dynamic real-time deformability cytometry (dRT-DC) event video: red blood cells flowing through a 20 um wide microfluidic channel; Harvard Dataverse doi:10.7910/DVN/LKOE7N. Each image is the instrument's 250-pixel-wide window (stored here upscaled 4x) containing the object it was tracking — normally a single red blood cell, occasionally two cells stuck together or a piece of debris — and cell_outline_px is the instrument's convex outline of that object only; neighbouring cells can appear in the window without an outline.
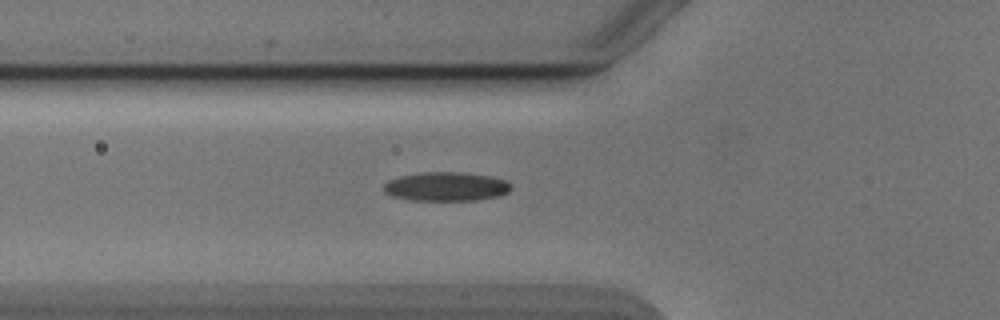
{"species": "Egyptian fruit bat (a non-hibernating species)", "species_latin": "Rousettus aegyptiacus", "temperature_condition": "cold", "stored_images_in_passage": 10, "camera_frame_rate_fps": 3000, "um_per_image_px": 0.085, "animal": {"sex": "male"}, "frame": {"image": 1, "passage_image": 3, "time_ms": 0.667, "image_size_px": [1000, 320], "cell_outline_px": [[512, 188], [508, 192], [500, 196], [476, 200], [412, 200], [392, 196], [384, 192], [384, 184], [388, 180], [400, 176], [420, 172], [460, 172], [488, 176], [508, 180], [512, 184]], "centroid_in_image_um": [37.95, 15.85], "position_along_channel_um": 87.9, "area_um2": 21.62}}
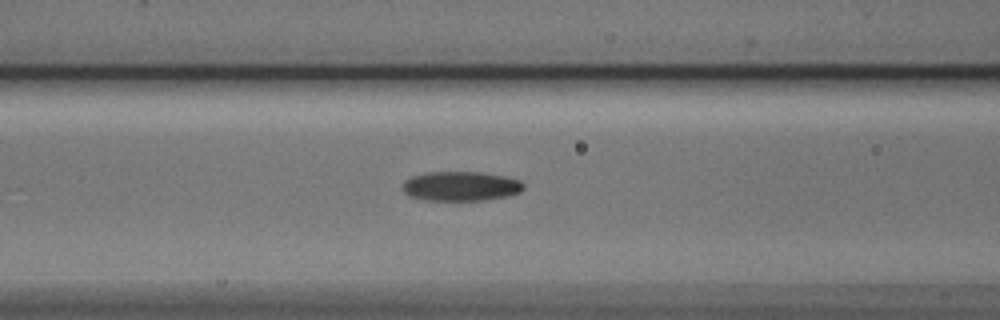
{"frame": {"image": 2, "passage_image": 6, "time_ms": 1.667, "image_size_px": [1000, 320], "cell_outline_px": [[524, 188], [520, 192], [508, 196], [484, 200], [424, 200], [408, 196], [400, 188], [404, 180], [412, 176], [424, 172], [480, 172], [504, 176], [520, 180], [524, 184]], "centroid_in_image_um": [39.12, 15.82], "position_along_channel_um": 127.5, "area_um2": 21.04}}